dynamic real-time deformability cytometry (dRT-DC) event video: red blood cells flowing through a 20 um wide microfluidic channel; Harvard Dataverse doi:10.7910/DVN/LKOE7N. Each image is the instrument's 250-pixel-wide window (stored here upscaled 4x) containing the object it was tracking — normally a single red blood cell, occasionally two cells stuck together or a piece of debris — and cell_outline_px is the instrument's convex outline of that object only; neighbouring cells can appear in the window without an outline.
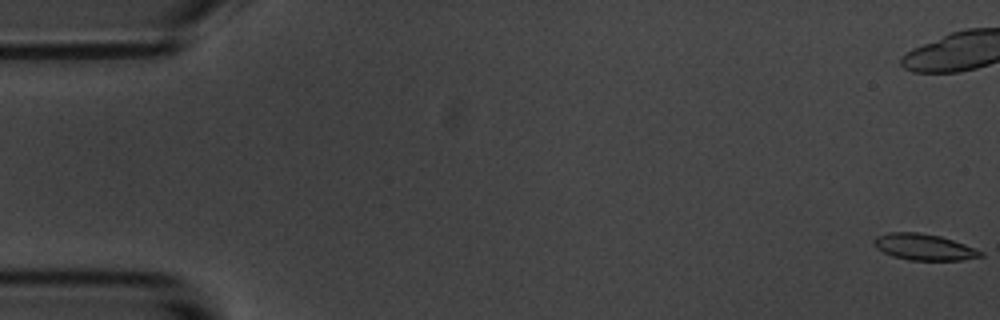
{"species": "common noctule bat (a hibernating species)", "species_latin": "Nyctalus noctula", "temperature_condition": "room temperature", "stored_images_in_passage": 57, "camera_frame_rate_fps": 3000, "um_per_image_px": 0.085, "animal": {"sex": "male", "body_mass_g": 20.1, "forearm_length_mm": 53.5}, "frame": {"image": 1, "passage_image": 1, "time_ms": 0.0, "image_size_px": [1000, 320], "cell_outline_px": [[984, 256], [964, 260], [908, 260], [892, 256], [876, 248], [872, 244], [872, 240], [876, 236], [888, 232], [916, 232], [940, 236], [964, 244], [984, 252]], "centroid_in_image_um": [78.51, 21.0], "position_along_channel_um": 6.5, "area_um2": 16.42}, "authors_computed_cell_mechanics": {"area_um2": 17.051, "velocity_mm_per_s": 3.6108, "shape_relaxation_time_tau1_ms": 2.4451, "shape_relaxation_time_tau2_ms": 2.4139, "deformation_change_tau1": 0.0992, "deformation_change_tau2": 0.0685}}